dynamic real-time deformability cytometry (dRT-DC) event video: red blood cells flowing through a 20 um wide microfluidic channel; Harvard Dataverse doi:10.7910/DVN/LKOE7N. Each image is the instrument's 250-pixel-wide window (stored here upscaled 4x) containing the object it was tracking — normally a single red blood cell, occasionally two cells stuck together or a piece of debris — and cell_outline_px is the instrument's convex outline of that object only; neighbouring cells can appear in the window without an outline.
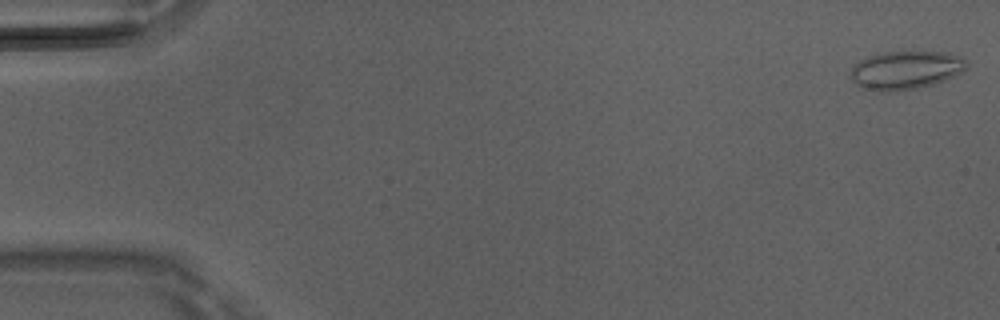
{"species": "Egyptian fruit bat (a non-hibernating species)", "species_latin": "Rousettus aegyptiacus", "temperature_condition": "room temperature", "stored_images_in_passage": 5, "camera_frame_rate_fps": 3000, "um_per_image_px": 0.085, "animal": {"sex": "male"}, "frame": {"image": 1, "passage_image": 1, "time_ms": 0.0, "image_size_px": [1000, 320], "cell_outline_px": [[968, 64], [960, 72], [944, 80], [932, 84], [916, 88], [896, 92], [880, 92], [864, 88], [856, 84], [848, 76], [852, 64], [868, 56], [884, 52], [948, 52], [964, 56]], "centroid_in_image_um": [76.94, 5.96], "position_along_channel_um": 8.1, "area_um2": 26.18}}